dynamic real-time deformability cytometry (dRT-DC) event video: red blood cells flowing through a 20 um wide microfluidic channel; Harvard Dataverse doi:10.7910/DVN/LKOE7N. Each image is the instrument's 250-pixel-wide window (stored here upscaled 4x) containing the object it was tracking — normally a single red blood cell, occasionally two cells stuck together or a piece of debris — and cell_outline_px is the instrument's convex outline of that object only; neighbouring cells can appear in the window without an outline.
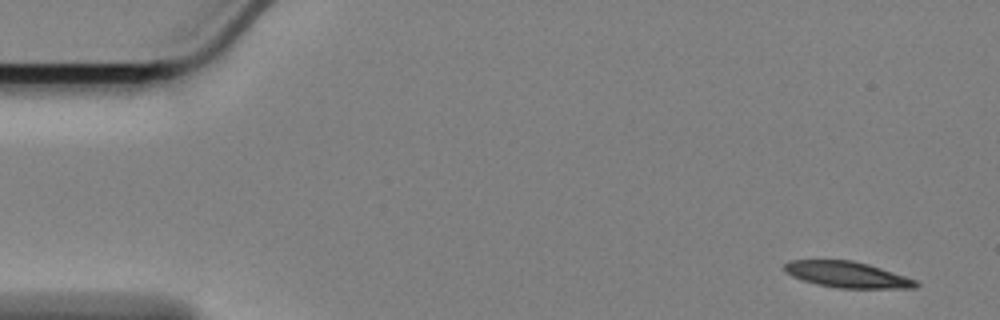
{"species": "Egyptian fruit bat (a non-hibernating species)", "species_latin": "Rousettus aegyptiacus", "temperature_condition": "cold", "stored_images_in_passage": 57, "segment_of_instrument_passage": [1, 2], "camera_frame_rate_fps": 3000, "um_per_image_px": 0.085, "animal": {"sex": "female"}, "frame": {"image": 1, "passage_image": 1, "time_ms": 0.0, "image_size_px": [1000, 320], "cell_outline_px": [[920, 284], [916, 288], [836, 288], [816, 284], [792, 276], [784, 272], [784, 264], [792, 260], [852, 260], [868, 264], [916, 280]], "centroid_in_image_um": [71.99, 23.34], "position_along_channel_um": 13.0, "area_um2": 19.83}}
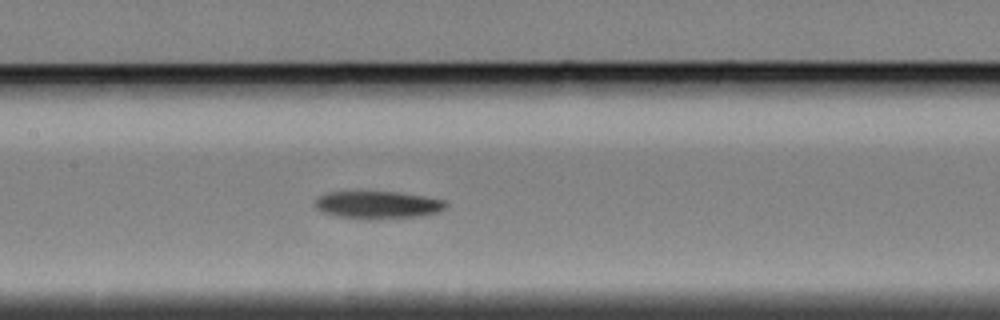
{"frame": {"image": 2, "passage_image": 25, "time_ms": 8.0, "image_size_px": [1000, 320], "cell_outline_px": [[448, 204], [440, 212], [416, 216], [372, 220], [364, 220], [336, 216], [324, 212], [316, 208], [316, 196], [324, 192], [396, 192], [424, 196], [444, 200]], "centroid_in_image_um": [32.08, 17.42], "position_along_channel_um": 175.3, "area_um2": 21.15}}
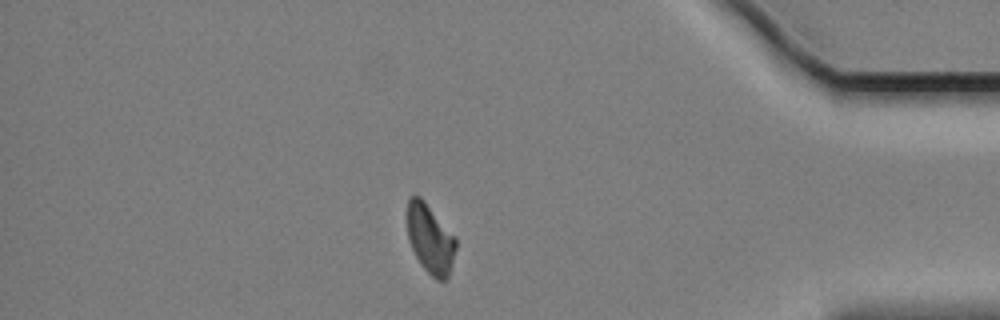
{"frame": {"image": 3, "passage_image": 48, "time_ms": 15.667, "image_size_px": [1000, 320], "cell_outline_px": [[456, 248], [448, 280], [436, 280], [420, 264], [408, 240], [408, 196], [420, 196], [424, 200], [456, 236]], "centroid_in_image_um": [36.59, 20.31], "position_along_channel_um": 398.6, "area_um2": 19.71}}